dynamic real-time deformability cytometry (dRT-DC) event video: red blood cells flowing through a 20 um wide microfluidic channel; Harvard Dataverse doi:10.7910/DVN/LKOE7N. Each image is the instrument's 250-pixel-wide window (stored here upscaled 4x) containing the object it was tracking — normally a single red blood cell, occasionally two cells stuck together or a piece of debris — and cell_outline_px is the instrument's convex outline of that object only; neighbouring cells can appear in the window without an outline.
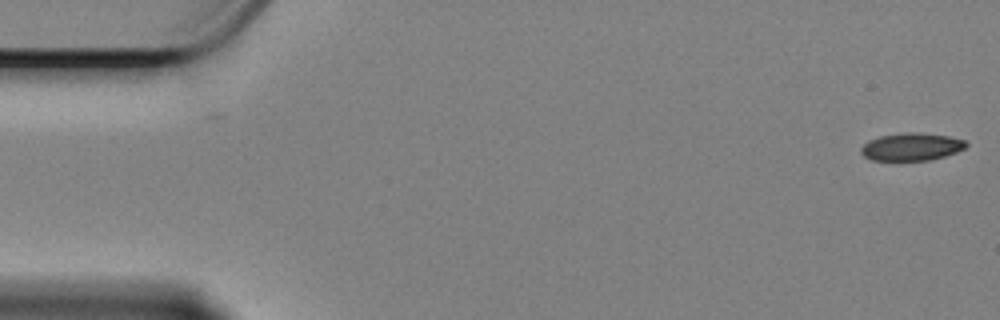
{"species": "Egyptian fruit bat (a non-hibernating species)", "species_latin": "Rousettus aegyptiacus", "temperature_condition": "cold", "stored_images_in_passage": 2, "camera_frame_rate_fps": 3000, "um_per_image_px": 0.085, "animal": {"sex": "female"}, "frame": {"image": 1, "passage_image": 2, "time_ms": 0.333, "image_size_px": [1000, 320], "cell_outline_px": [[968, 144], [964, 148], [956, 152], [944, 156], [928, 160], [872, 160], [864, 156], [860, 152], [860, 148], [868, 140], [880, 136], [912, 132], [916, 132], [948, 136], [964, 140]], "centroid_in_image_um": [77.45, 12.48], "position_along_channel_um": 7.5, "area_um2": 16.7}}